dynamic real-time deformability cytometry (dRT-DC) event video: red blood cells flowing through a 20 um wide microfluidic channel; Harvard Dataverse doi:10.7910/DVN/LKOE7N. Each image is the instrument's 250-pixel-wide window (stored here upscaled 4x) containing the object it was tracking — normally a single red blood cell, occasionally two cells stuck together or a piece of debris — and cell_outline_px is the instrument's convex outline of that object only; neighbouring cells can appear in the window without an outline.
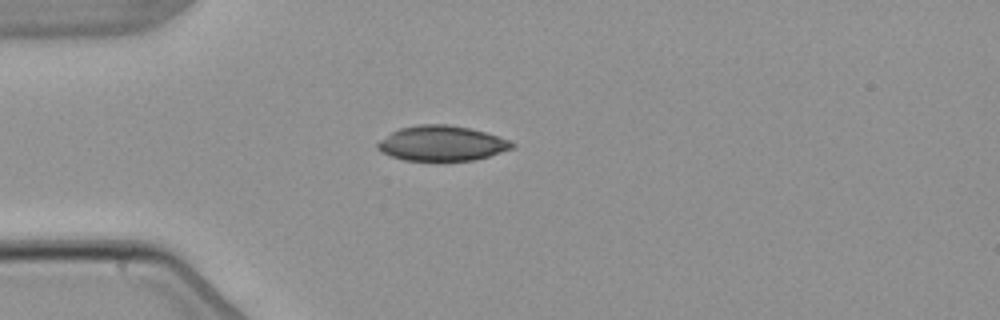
{"species": "common noctule bat (a hibernating species)", "species_latin": "Nyctalus noctula", "temperature_condition": "warm", "stored_images_in_passage": 4, "camera_frame_rate_fps": 3000, "um_per_image_px": 0.085, "animal": {"sex": "male", "body_mass_g": 21.5, "forearm_length_mm": 52.0}, "frame": {"image": 1, "passage_image": 4, "time_ms": 3.667, "image_size_px": [1000, 320], "cell_outline_px": [[516, 144], [512, 148], [488, 156], [472, 160], [404, 160], [380, 152], [376, 148], [376, 144], [380, 140], [392, 132], [400, 128], [416, 124], [448, 124], [468, 128], [484, 132], [508, 140]], "centroid_in_image_um": [37.5, 12.17], "position_along_channel_um": 47.5, "area_um2": 27.17}}